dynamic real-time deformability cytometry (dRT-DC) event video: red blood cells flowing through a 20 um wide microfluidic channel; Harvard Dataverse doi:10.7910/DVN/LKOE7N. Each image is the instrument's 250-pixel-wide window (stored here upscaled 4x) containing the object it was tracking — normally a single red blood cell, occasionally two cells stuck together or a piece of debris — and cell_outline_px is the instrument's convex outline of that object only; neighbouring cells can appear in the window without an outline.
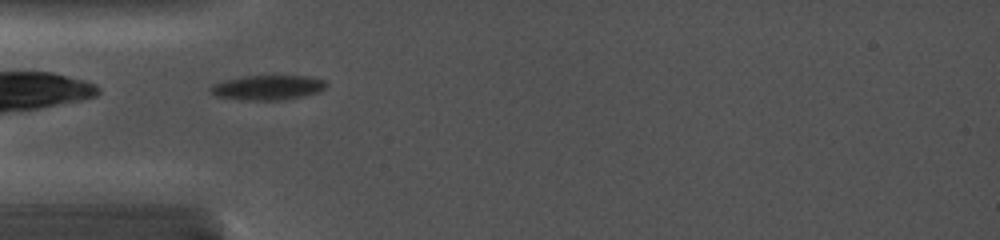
{"species": "common noctule bat (a hibernating species)", "species_latin": "Nyctalus noctula", "temperature_condition": "cold", "stored_images_in_passage": 4, "camera_frame_rate_fps": 5000, "um_per_image_px": 0.085, "animal": {"sex": "female", "body_mass_g": 19.0, "forearm_length_mm": 56.7}, "frame": {"image": 1, "passage_image": 1, "time_ms": 0.0, "image_size_px": [1000, 240], "cell_outline_px": [[328, 84], [320, 92], [280, 100], [244, 100], [216, 96], [208, 88], [212, 84], [224, 80], [240, 76], [308, 76], [324, 80]], "centroid_in_image_um": [22.73, 7.43], "position_along_channel_um": 62.3, "area_um2": 16.65}}
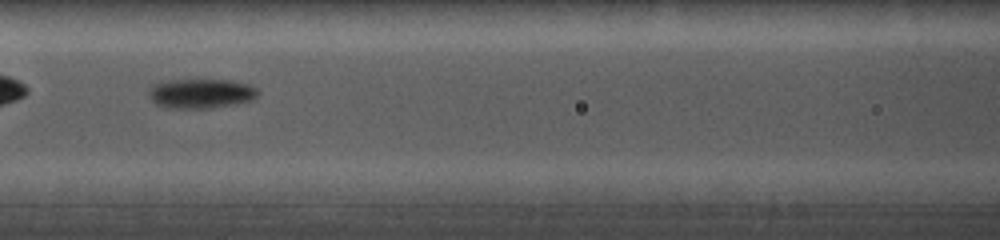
{"frame": {"image": 2, "passage_image": 3, "time_ms": 2.2, "image_size_px": [1000, 240], "cell_outline_px": [[260, 92], [252, 100], [236, 104], [212, 108], [168, 108], [156, 104], [148, 96], [148, 92], [152, 84], [164, 80], [232, 80], [248, 84], [256, 88]], "centroid_in_image_um": [17.06, 7.94], "position_along_channel_um": 149.5, "area_um2": 19.02}}
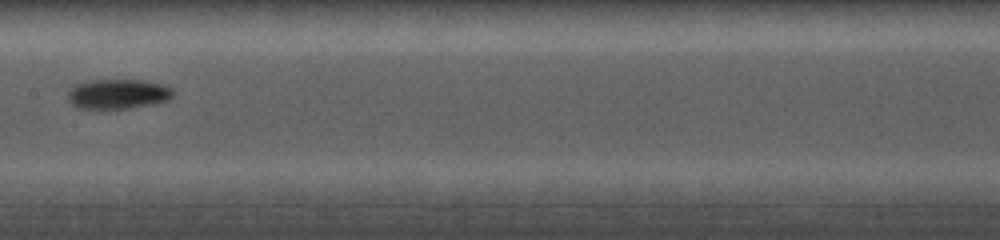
{"frame": {"image": 3, "passage_image": 4, "time_ms": 3.4, "image_size_px": [1000, 240], "cell_outline_px": [[172, 96], [168, 100], [152, 104], [128, 108], [76, 108], [68, 100], [68, 92], [76, 84], [88, 80], [144, 80], [164, 84], [172, 88]], "centroid_in_image_um": [10.02, 7.98], "position_along_channel_um": 197.4, "area_um2": 18.21}}